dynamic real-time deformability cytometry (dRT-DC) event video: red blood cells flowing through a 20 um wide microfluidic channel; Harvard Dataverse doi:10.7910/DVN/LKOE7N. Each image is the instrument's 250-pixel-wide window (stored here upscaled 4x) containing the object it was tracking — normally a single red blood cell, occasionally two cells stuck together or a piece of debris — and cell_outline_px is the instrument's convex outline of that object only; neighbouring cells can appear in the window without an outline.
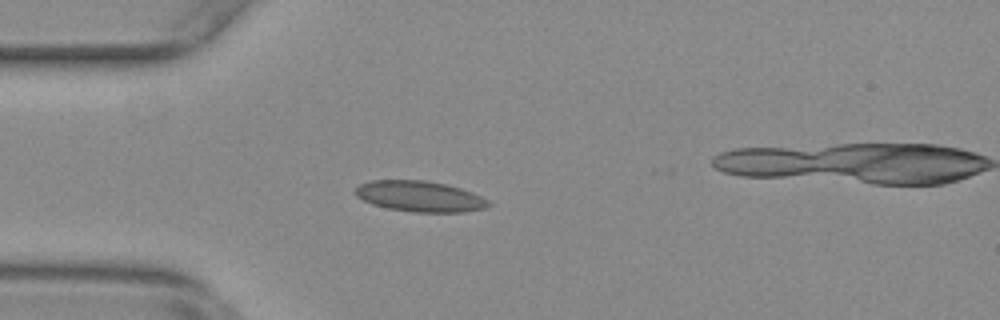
{"species": "common noctule bat (a hibernating species)", "species_latin": "Nyctalus noctula", "temperature_condition": "warm", "stored_images_in_passage": 49, "camera_frame_rate_fps": 3000, "um_per_image_px": 0.085, "animal": {"sex": "female", "body_mass_g": 29.2, "forearm_length_mm": 56.3}, "frame": {"image": 1, "passage_image": 14, "time_ms": 4.333, "image_size_px": [1000, 320], "cell_outline_px": [[492, 204], [484, 208], [464, 212], [412, 212], [388, 208], [372, 204], [356, 196], [352, 192], [360, 184], [368, 180], [428, 180], [460, 188], [472, 192], [488, 200]], "centroid_in_image_um": [35.65, 16.68], "position_along_channel_um": 49.3, "area_um2": 23.93}}
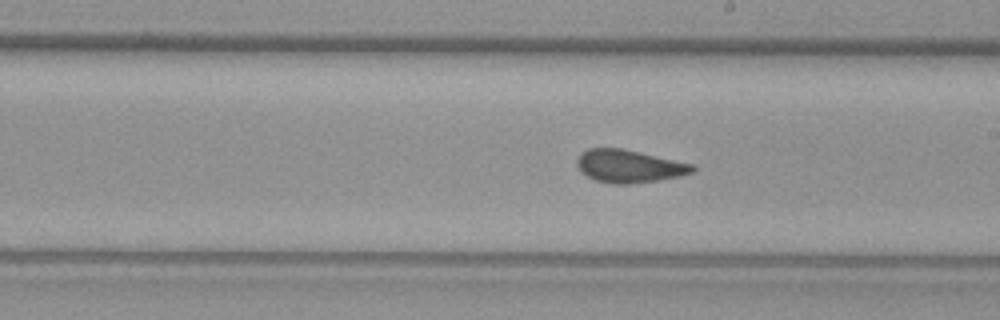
{"frame": {"image": 2, "passage_image": 30, "time_ms": 9.667, "image_size_px": [1000, 320], "cell_outline_px": [[696, 168], [692, 172], [680, 176], [660, 180], [628, 184], [612, 184], [596, 180], [580, 172], [576, 164], [576, 160], [580, 152], [588, 148], [624, 148], [696, 164]], "centroid_in_image_um": [53.48, 14.11], "position_along_channel_um": 235.5, "area_um2": 22.48}}
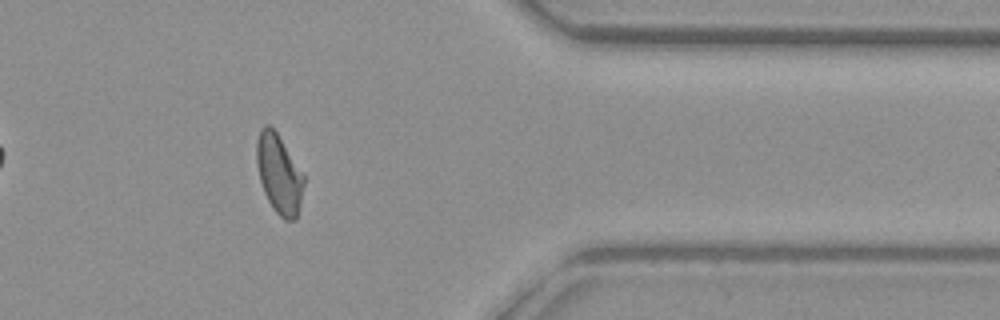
{"frame": {"image": 3, "passage_image": 44, "time_ms": 14.333, "image_size_px": [1000, 320], "cell_outline_px": [[304, 184], [300, 204], [296, 220], [284, 220], [276, 212], [268, 200], [264, 192], [260, 180], [256, 164], [256, 140], [260, 128], [264, 124], [268, 124], [276, 132], [304, 176]], "centroid_in_image_um": [23.69, 14.79], "position_along_channel_um": 387.7, "area_um2": 21.56}, "authors_computed_cell_mechanics": {"area_um2": 22.3686, "velocity_mm_per_s": 3.7006, "shape_relaxation_time_tau1_ms": null, "shape_relaxation_time_tau2_ms": 0.8442, "deformation_change_tau1": null, "deformation_change_tau2": 0.0809}}